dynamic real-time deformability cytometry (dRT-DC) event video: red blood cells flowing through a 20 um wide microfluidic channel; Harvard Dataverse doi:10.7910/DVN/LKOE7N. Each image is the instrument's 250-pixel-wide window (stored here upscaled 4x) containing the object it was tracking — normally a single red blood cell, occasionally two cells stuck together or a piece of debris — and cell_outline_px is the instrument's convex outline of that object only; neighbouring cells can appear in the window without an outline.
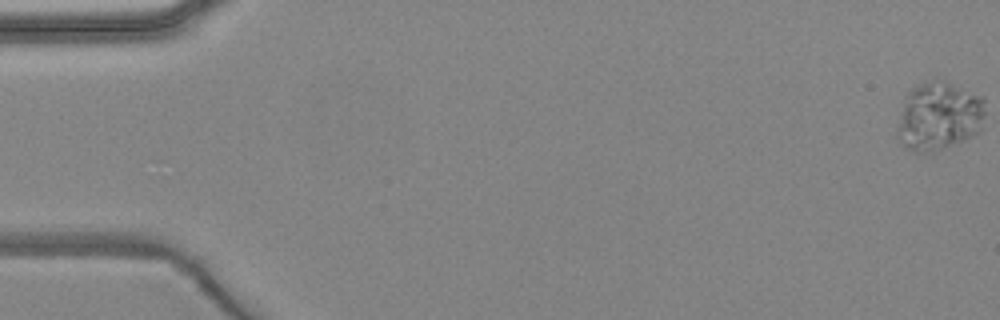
{"species": "common noctule bat (a hibernating species)", "species_latin": "Nyctalus noctula", "temperature_condition": "warm", "stored_images_in_passage": 5, "camera_frame_rate_fps": 3000, "um_per_image_px": 0.085, "animal": {"sex": "female", "body_mass_g": 24.6, "forearm_length_mm": 56.2}, "frame": {"image": 1, "passage_image": 1, "time_ms": 0.0, "image_size_px": [1000, 320], "cell_outline_px": [[984, 128], [980, 132], [964, 140], [944, 148], [932, 152], [912, 152], [896, 140], [896, 128], [904, 96], [912, 88], [920, 84], [932, 80], [944, 80], [984, 96]], "centroid_in_image_um": [79.8, 9.89], "position_along_channel_um": 5.2, "area_um2": 35.89}}